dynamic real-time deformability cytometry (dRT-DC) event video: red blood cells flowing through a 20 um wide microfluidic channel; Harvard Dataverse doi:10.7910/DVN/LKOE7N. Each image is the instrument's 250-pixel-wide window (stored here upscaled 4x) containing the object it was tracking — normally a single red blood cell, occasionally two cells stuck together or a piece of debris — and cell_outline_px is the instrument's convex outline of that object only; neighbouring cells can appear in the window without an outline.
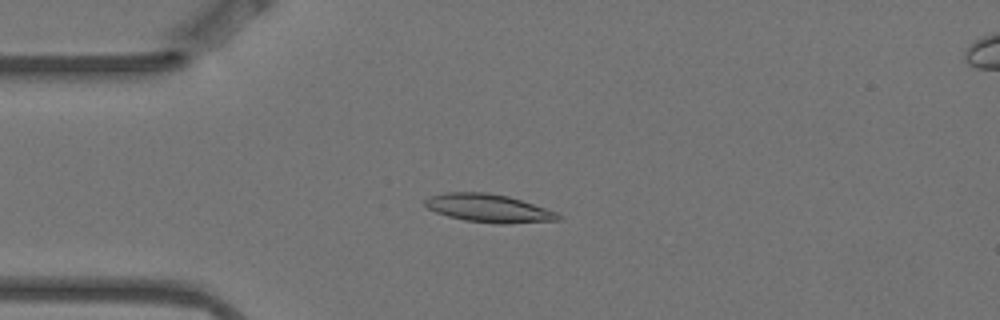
{"species": "Egyptian fruit bat (a non-hibernating species)", "species_latin": "Rousettus aegyptiacus", "temperature_condition": "warm", "stored_images_in_passage": 10, "camera_frame_rate_fps": 3000, "um_per_image_px": 0.085, "animal": {"sex": "female"}, "frame": {"image": 1, "passage_image": 4, "time_ms": 1.0, "image_size_px": [1000, 320], "cell_outline_px": [[560, 220], [508, 224], [496, 224], [464, 220], [448, 216], [436, 212], [428, 208], [424, 204], [424, 200], [428, 196], [444, 192], [484, 192], [508, 196], [556, 212], [560, 216]], "centroid_in_image_um": [41.48, 17.7], "position_along_channel_um": 43.5, "area_um2": 21.79}}
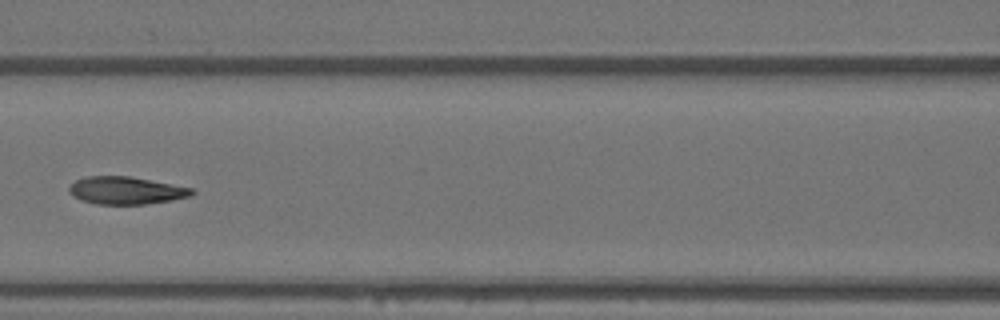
{"frame": {"image": 2, "passage_image": 7, "time_ms": 2.0, "image_size_px": [1000, 320], "cell_outline_px": [[196, 192], [192, 196], [172, 200], [144, 204], [96, 204], [80, 200], [72, 196], [68, 192], [68, 188], [76, 180], [88, 176], [128, 176], [172, 184], [192, 188]], "centroid_in_image_um": [10.7, 16.19], "position_along_channel_um": 155.9, "area_um2": 19.71}}
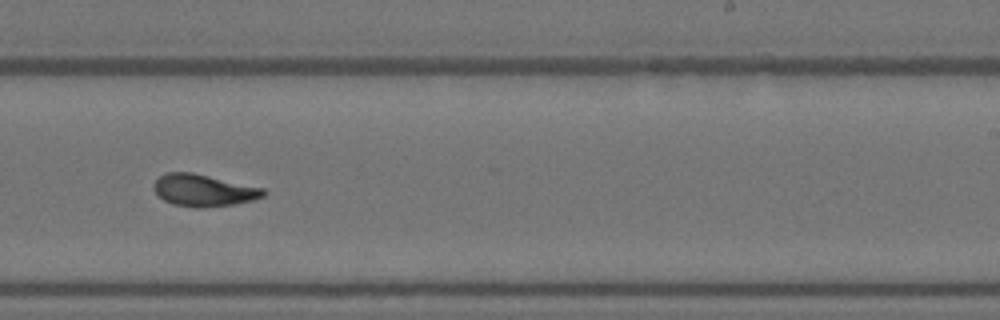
{"frame": {"image": 3, "passage_image": 10, "time_ms": 3.0, "image_size_px": [1000, 320], "cell_outline_px": [[268, 192], [264, 196], [252, 200], [232, 204], [204, 208], [196, 208], [172, 204], [164, 200], [152, 188], [152, 184], [160, 176], [168, 172], [192, 172], [264, 188]], "centroid_in_image_um": [17.3, 16.18], "position_along_channel_um": 271.7, "area_um2": 20.46}}